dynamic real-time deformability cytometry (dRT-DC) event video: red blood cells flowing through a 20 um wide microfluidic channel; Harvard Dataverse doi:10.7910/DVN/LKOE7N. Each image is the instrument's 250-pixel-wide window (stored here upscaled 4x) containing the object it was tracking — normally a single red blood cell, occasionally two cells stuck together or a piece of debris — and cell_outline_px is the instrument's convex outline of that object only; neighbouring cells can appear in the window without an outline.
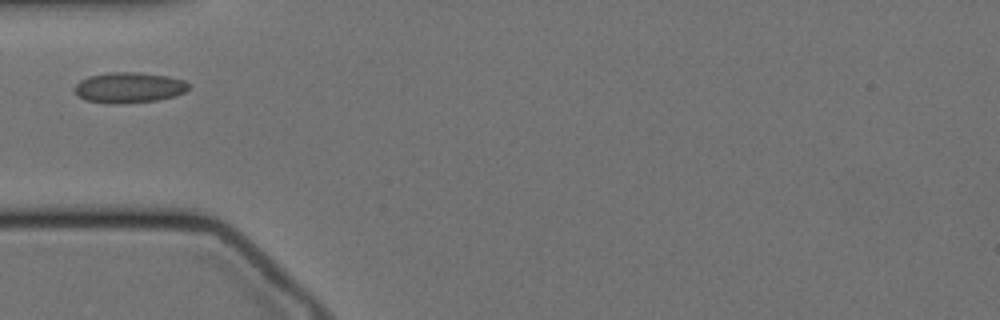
{"species": "Egyptian fruit bat (a non-hibernating species)", "species_latin": "Rousettus aegyptiacus", "temperature_condition": "cold", "stored_images_in_passage": 31, "camera_frame_rate_fps": 3000, "um_per_image_px": 0.085, "animal": {"sex": "female"}, "frame": {"image": 1, "passage_image": 1, "time_ms": 0.0, "image_size_px": [1000, 320], "cell_outline_px": [[188, 88], [184, 92], [176, 96], [156, 100], [120, 104], [112, 104], [84, 100], [76, 96], [72, 88], [80, 80], [88, 76], [112, 72], [136, 72], [168, 76], [184, 80], [188, 84]], "centroid_in_image_um": [10.9, 7.45], "position_along_channel_um": 74.1, "area_um2": 20.52}}
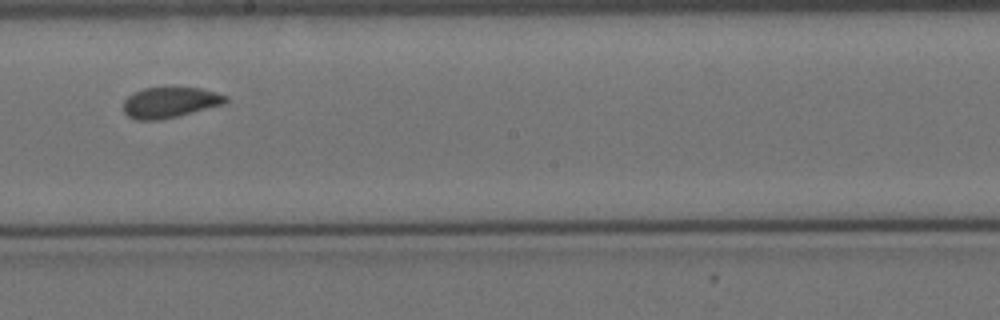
{"frame": {"image": 2, "passage_image": 15, "time_ms": 4.667, "image_size_px": [1000, 320], "cell_outline_px": [[228, 100], [224, 104], [160, 120], [136, 120], [128, 116], [124, 112], [124, 100], [128, 96], [144, 88], [200, 88], [216, 92], [228, 96]], "centroid_in_image_um": [14.45, 8.71], "position_along_channel_um": 233.8, "area_um2": 18.03}}
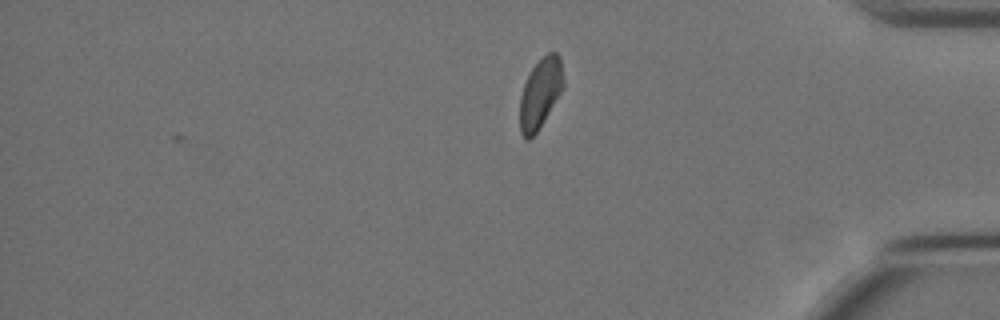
{"frame": {"image": 3, "passage_image": 31, "time_ms": 10.0, "image_size_px": [1000, 320], "cell_outline_px": [[564, 88], [536, 132], [528, 140], [524, 140], [520, 132], [520, 96], [524, 84], [532, 68], [548, 52], [556, 52], [560, 56], [564, 84]], "centroid_in_image_um": [45.92, 7.93], "position_along_channel_um": 389.3, "area_um2": 17.57}}